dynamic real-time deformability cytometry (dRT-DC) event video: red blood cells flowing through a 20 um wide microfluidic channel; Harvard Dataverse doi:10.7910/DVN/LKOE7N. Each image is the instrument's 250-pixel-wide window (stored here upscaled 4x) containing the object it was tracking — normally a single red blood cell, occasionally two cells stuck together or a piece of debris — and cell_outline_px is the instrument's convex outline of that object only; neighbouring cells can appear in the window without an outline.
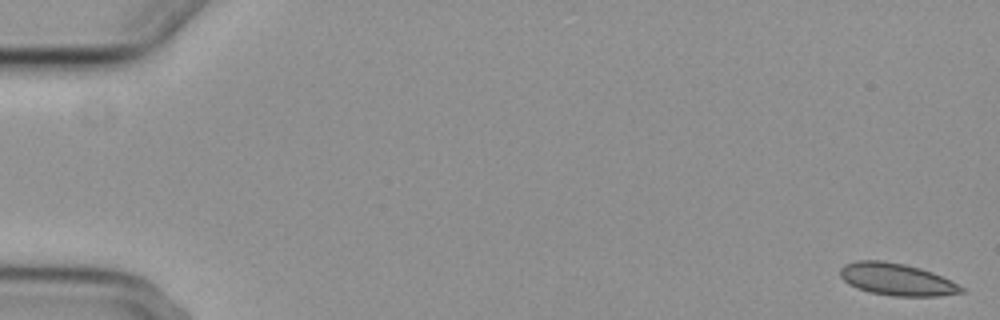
{"species": "common noctule bat (a hibernating species)", "species_latin": "Nyctalus noctula", "temperature_condition": "cold", "stored_images_in_passage": 6, "camera_frame_rate_fps": 3000, "um_per_image_px": 0.085, "animal": {"sex": "female", "body_mass_g": 29.2, "forearm_length_mm": 56.3}, "frame": {"image": 1, "passage_image": 1, "time_ms": 0.0, "image_size_px": [1000, 320], "cell_outline_px": [[964, 292], [940, 296], [892, 296], [868, 292], [856, 288], [848, 284], [840, 276], [840, 268], [844, 264], [856, 260], [884, 260], [904, 264], [920, 268], [932, 272], [952, 280], [964, 288]], "centroid_in_image_um": [76.21, 23.74], "position_along_channel_um": 8.8, "area_um2": 22.95}}
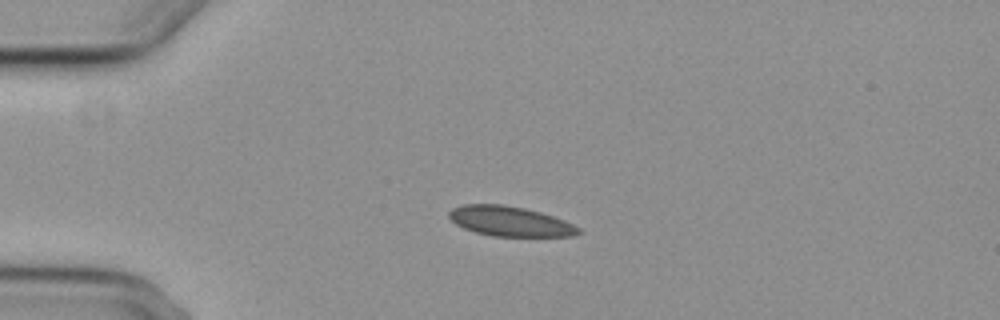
{"frame": {"image": 2, "passage_image": 5, "time_ms": 4.333, "image_size_px": [1000, 320], "cell_outline_px": [[584, 232], [576, 236], [492, 236], [476, 232], [464, 228], [456, 224], [448, 216], [448, 212], [452, 208], [464, 204], [504, 204], [524, 208], [540, 212], [564, 220], [580, 228]], "centroid_in_image_um": [43.37, 18.81], "position_along_channel_um": 41.6, "area_um2": 22.6}}